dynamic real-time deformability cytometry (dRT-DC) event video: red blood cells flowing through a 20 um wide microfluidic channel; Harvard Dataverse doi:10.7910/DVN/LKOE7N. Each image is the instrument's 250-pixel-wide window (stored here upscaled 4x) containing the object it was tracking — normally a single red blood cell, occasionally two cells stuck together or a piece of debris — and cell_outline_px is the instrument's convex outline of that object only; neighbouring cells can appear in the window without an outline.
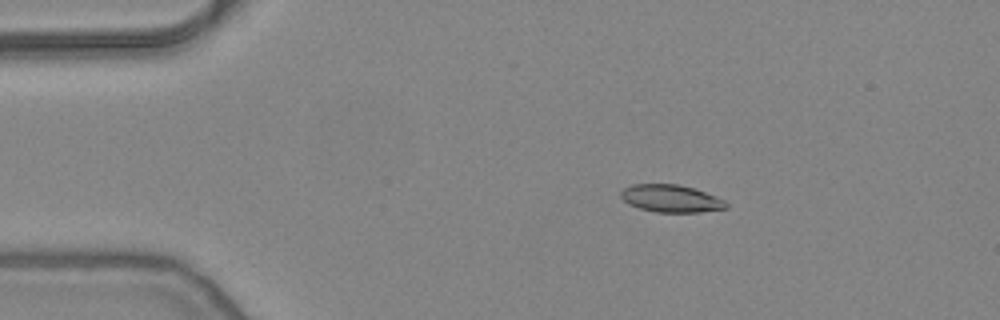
{"species": "common noctule bat (a hibernating species)", "species_latin": "Nyctalus noctula", "temperature_condition": "warm", "stored_images_in_passage": 54, "camera_frame_rate_fps": 3000, "um_per_image_px": 0.085, "animal": {"sex": "female", "body_mass_g": 24.6, "forearm_length_mm": 56.2}, "frame": {"image": 1, "passage_image": 10, "time_ms": 3.0, "image_size_px": [1000, 320], "cell_outline_px": [[728, 208], [700, 212], [656, 212], [640, 208], [628, 204], [620, 196], [620, 192], [624, 188], [632, 184], [680, 184], [716, 196], [724, 200], [728, 204]], "centroid_in_image_um": [57.03, 16.87], "position_along_channel_um": 28.0, "area_um2": 16.82}}
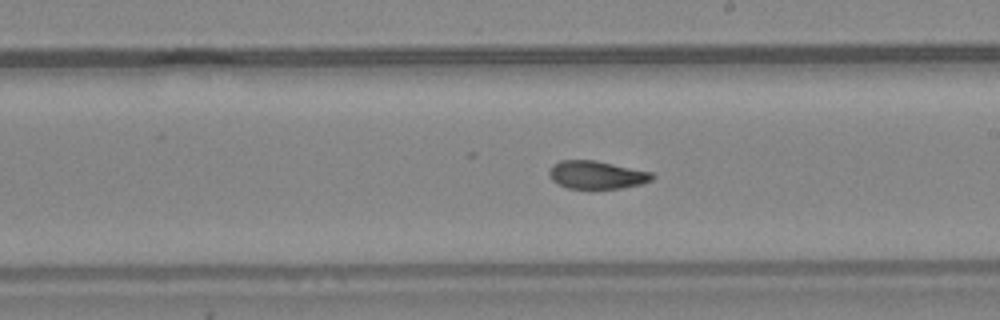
{"frame": {"image": 2, "passage_image": 31, "time_ms": 10.0, "image_size_px": [1000, 320], "cell_outline_px": [[656, 176], [652, 180], [640, 184], [620, 188], [568, 188], [552, 180], [548, 172], [552, 164], [560, 160], [596, 160], [652, 172]], "centroid_in_image_um": [50.72, 14.85], "position_along_channel_um": 238.3, "area_um2": 16.76}}
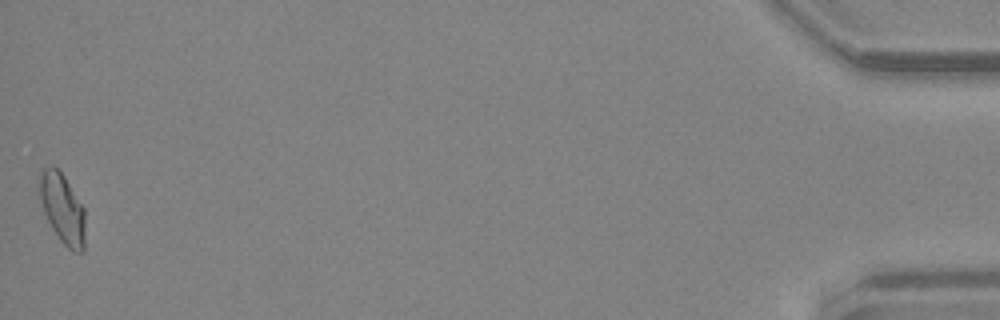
{"frame": {"image": 3, "passage_image": 54, "time_ms": 17.667, "image_size_px": [1000, 320], "cell_outline_px": [[84, 252], [72, 252], [60, 240], [52, 228], [44, 212], [40, 200], [40, 172], [48, 164], [52, 164], [64, 176], [84, 208]], "centroid_in_image_um": [5.31, 17.73], "position_along_channel_um": 429.9, "area_um2": 18.44}, "authors_computed_cell_mechanics": {"area_um2": 17.4556, "velocity_mm_per_s": 3.8336, "shape_relaxation_time_tau1_ms": 8.7746, "shape_relaxation_time_tau2_ms": 2.7119, "deformation_change_tau1": 0.2047, "deformation_change_tau2": 0.0765}}